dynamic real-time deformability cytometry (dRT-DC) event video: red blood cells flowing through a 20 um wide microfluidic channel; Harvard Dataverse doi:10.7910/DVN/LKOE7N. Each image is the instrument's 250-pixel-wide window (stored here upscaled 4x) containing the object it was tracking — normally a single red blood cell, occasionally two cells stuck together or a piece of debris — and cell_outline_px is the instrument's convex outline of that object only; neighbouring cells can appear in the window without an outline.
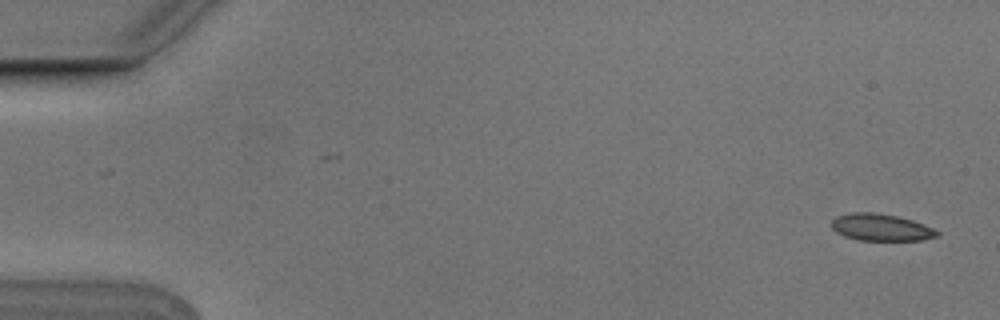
{"species": "Egyptian fruit bat (a non-hibernating species)", "species_latin": "Rousettus aegyptiacus", "temperature_condition": "cold", "stored_images_in_passage": 5, "camera_frame_rate_fps": 3000, "um_per_image_px": 0.085, "animal": {"sex": "male"}, "frame": {"image": 1, "passage_image": 1, "time_ms": 0.0, "image_size_px": [1000, 320], "cell_outline_px": [[940, 236], [920, 240], [856, 240], [844, 236], [836, 232], [832, 228], [832, 220], [836, 216], [852, 212], [872, 212], [896, 216], [912, 220], [932, 228], [940, 232]], "centroid_in_image_um": [74.86, 19.33], "position_along_channel_um": 10.1, "area_um2": 16.53}}
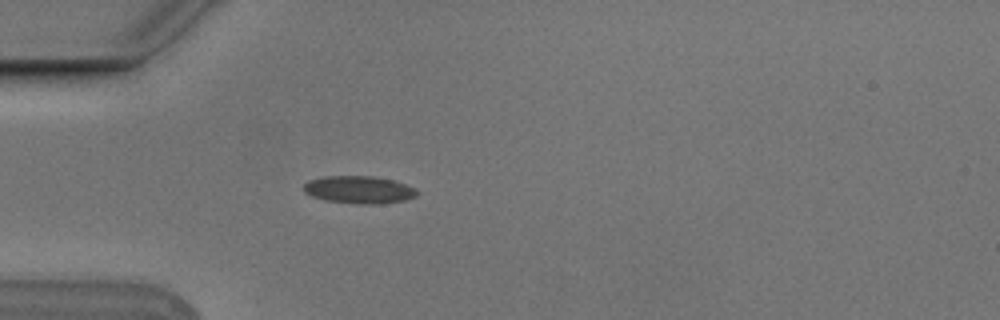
{"frame": {"image": 2, "passage_image": 5, "time_ms": 1.333, "image_size_px": [1000, 320], "cell_outline_px": [[420, 192], [416, 196], [404, 200], [380, 204], [356, 204], [324, 200], [312, 196], [304, 192], [304, 184], [308, 180], [324, 176], [372, 176], [392, 180], [404, 184]], "centroid_in_image_um": [30.48, 16.13], "position_along_channel_um": 54.5, "area_um2": 18.15}}